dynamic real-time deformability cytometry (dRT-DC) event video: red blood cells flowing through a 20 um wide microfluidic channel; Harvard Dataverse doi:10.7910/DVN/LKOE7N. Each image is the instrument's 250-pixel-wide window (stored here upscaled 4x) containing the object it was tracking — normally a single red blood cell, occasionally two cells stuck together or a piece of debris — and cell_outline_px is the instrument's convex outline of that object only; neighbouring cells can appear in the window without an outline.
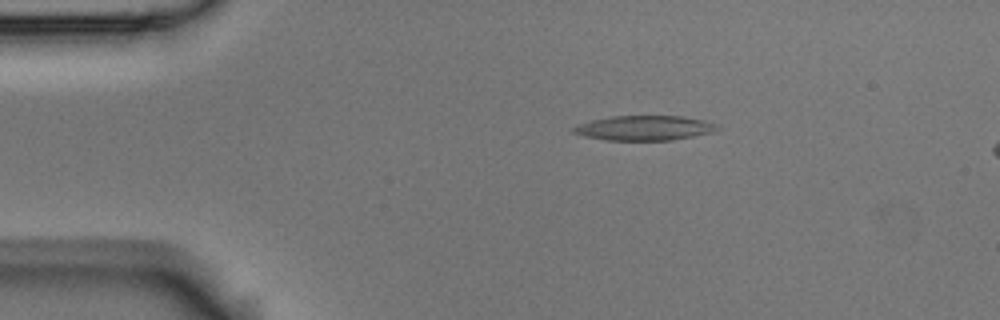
{"species": "Egyptian fruit bat (a non-hibernating species)", "species_latin": "Rousettus aegyptiacus", "temperature_condition": "room temperature", "stored_images_in_passage": 5, "camera_frame_rate_fps": 3000, "um_per_image_px": 0.085, "animal": {"sex": "male"}, "frame": {"image": 1, "passage_image": 3, "time_ms": 0.667, "image_size_px": [1000, 320], "cell_outline_px": [[720, 128], [716, 132], [672, 140], [608, 140], [584, 136], [572, 132], [572, 128], [580, 124], [592, 120], [612, 116], [680, 116], [704, 120], [716, 124]], "centroid_in_image_um": [54.82, 10.88], "position_along_channel_um": 30.2, "area_um2": 20.69}}